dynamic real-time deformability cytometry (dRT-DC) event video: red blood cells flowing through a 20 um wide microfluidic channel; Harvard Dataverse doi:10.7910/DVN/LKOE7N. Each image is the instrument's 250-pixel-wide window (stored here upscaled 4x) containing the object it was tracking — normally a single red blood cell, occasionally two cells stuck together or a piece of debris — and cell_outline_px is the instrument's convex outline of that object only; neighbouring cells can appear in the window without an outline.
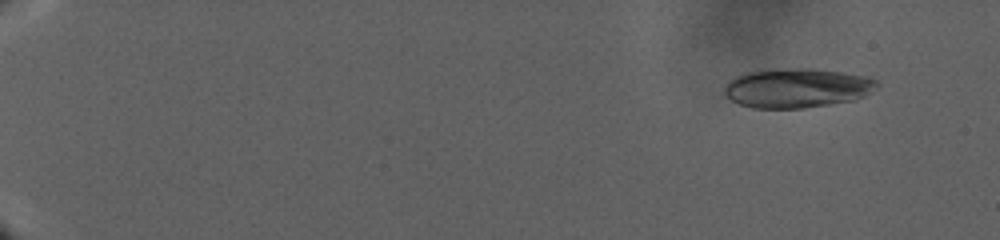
{"species": "human", "species_latin": "Homo sapiens", "temperature_condition": "warm", "stored_images_in_passage": 71, "camera_frame_rate_fps": 3000, "um_per_image_px": 0.085, "donor": {"sex": "male"}, "frame": {"image": 1, "passage_image": 8, "time_ms": 3.667, "image_size_px": [1000, 240], "cell_outline_px": [[880, 84], [876, 88], [864, 96], [856, 100], [804, 108], [752, 108], [740, 104], [732, 100], [724, 92], [724, 88], [736, 76], [748, 72], [800, 68], [812, 68], [840, 72], [864, 76], [876, 80]], "centroid_in_image_um": [67.79, 7.49], "position_along_channel_um": 17.2, "area_um2": 34.56}}
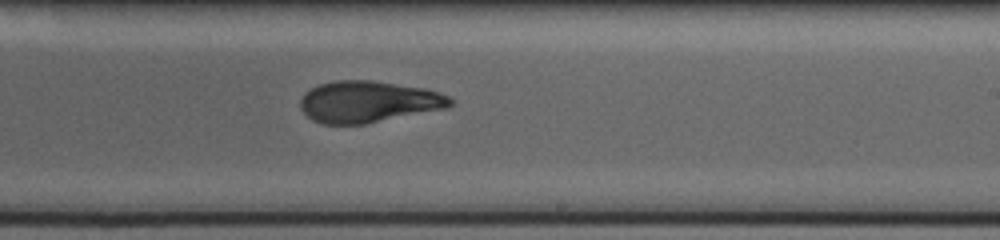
{"frame": {"image": 2, "passage_image": 40, "time_ms": 26.667, "image_size_px": [1000, 240], "cell_outline_px": [[456, 100], [448, 108], [364, 124], [324, 124], [312, 120], [300, 108], [300, 100], [304, 92], [320, 84], [336, 80], [372, 80], [424, 88], [440, 92]], "centroid_in_image_um": [31.33, 8.64], "position_along_channel_um": 257.7, "area_um2": 36.41}}
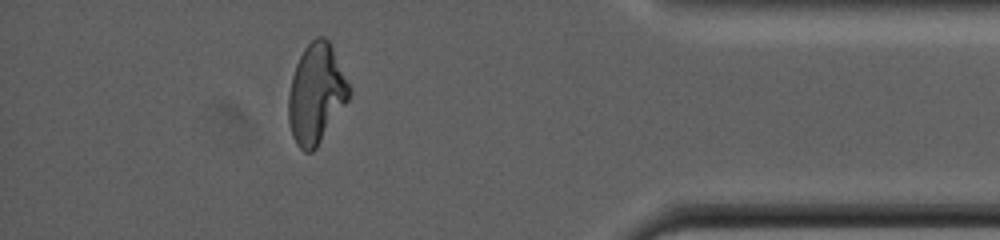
{"frame": {"image": 3, "passage_image": 62, "time_ms": 36.0, "image_size_px": [1000, 240], "cell_outline_px": [[352, 92], [348, 100], [316, 148], [312, 152], [304, 152], [296, 144], [292, 136], [288, 120], [288, 92], [292, 76], [296, 64], [304, 48], [316, 36], [324, 36], [332, 44], [352, 88]], "centroid_in_image_um": [26.89, 7.94], "position_along_channel_um": 408.3, "area_um2": 35.6}}